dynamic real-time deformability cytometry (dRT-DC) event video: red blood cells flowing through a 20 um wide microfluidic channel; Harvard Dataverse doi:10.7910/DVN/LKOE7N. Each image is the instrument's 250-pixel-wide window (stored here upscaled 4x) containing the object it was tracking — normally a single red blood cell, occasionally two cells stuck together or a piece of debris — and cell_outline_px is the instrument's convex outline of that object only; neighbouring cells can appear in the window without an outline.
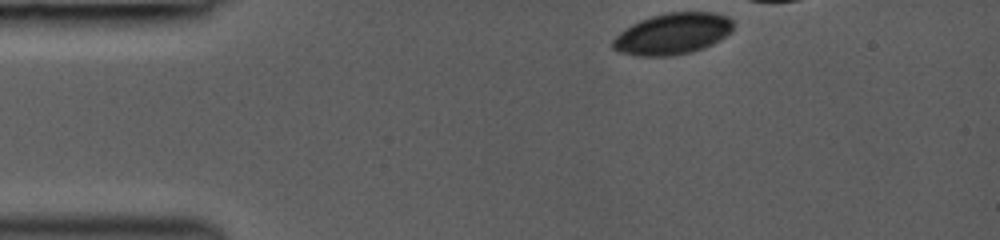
{"species": "common noctule bat (a hibernating species)", "species_latin": "Nyctalus noctula", "temperature_condition": "room temperature", "stored_images_in_passage": 19, "camera_frame_rate_fps": 3000, "um_per_image_px": 0.085, "animal": {"sex": "female", "body_mass_g": 19.0, "forearm_length_mm": 53.3}, "frame": {"image": 1, "passage_image": 1, "time_ms": 0.0, "image_size_px": [1000, 240], "cell_outline_px": [[732, 32], [720, 40], [704, 48], [692, 52], [672, 56], [636, 56], [620, 52], [612, 48], [612, 40], [624, 28], [640, 20], [664, 12], [716, 12], [728, 16], [732, 20]], "centroid_in_image_um": [57.18, 2.87], "position_along_channel_um": 27.8, "area_um2": 29.3}}